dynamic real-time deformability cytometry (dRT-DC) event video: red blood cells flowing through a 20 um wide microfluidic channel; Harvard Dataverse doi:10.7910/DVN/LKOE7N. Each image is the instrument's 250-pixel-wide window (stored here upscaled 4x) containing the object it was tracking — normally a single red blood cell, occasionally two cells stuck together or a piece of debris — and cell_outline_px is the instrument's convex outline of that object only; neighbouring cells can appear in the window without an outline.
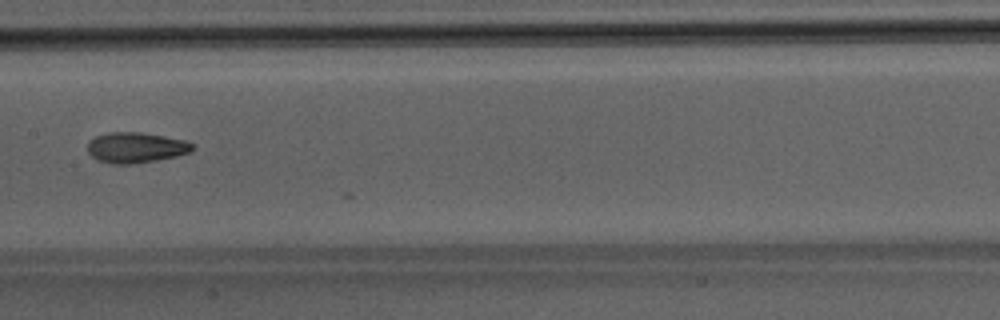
{"species": "Egyptian fruit bat (a non-hibernating species)", "species_latin": "Rousettus aegyptiacus", "temperature_condition": "room temperature", "stored_images_in_passage": 17, "camera_frame_rate_fps": 3000, "um_per_image_px": 0.085, "animal": {"sex": "male"}, "frame": {"image": 1, "passage_image": 10, "time_ms": 3.0, "image_size_px": [1000, 320], "cell_outline_px": [[196, 148], [188, 152], [176, 156], [132, 164], [112, 164], [100, 160], [92, 156], [88, 152], [88, 140], [96, 136], [108, 132], [140, 132], [164, 136], [184, 140], [192, 144]], "centroid_in_image_um": [11.52, 12.53], "position_along_channel_um": 195.9, "area_um2": 18.5}}